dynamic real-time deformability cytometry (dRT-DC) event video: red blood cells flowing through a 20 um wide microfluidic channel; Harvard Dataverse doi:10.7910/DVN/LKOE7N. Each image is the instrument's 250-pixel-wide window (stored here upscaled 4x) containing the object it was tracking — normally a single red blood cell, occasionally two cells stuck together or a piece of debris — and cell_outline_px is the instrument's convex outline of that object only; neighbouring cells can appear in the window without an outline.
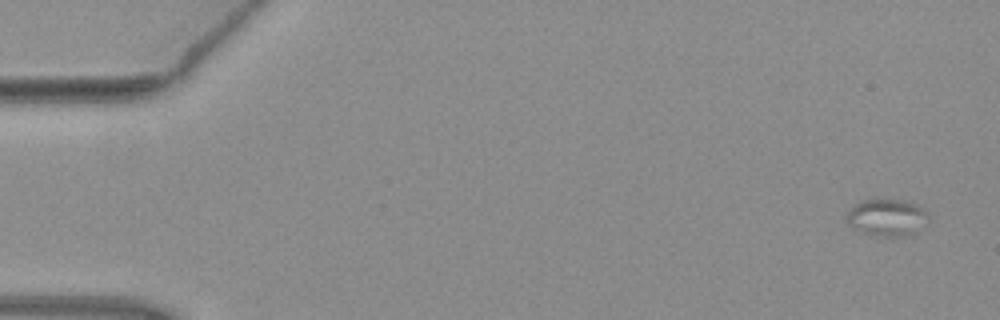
{"species": "common noctule bat (a hibernating species)", "species_latin": "Nyctalus noctula", "temperature_condition": "warm", "stored_images_in_passage": 5, "camera_frame_rate_fps": 3000, "um_per_image_px": 0.085, "animal": {"sex": "female", "body_mass_g": 19.3, "forearm_length_mm": 54.1}, "frame": {"image": 1, "passage_image": 1, "time_ms": 0.0, "image_size_px": [1000, 320], "cell_outline_px": [[928, 216], [912, 236], [876, 236], [852, 228], [848, 224], [844, 216], [860, 200], [880, 196], [884, 196], [904, 200], [916, 204], [928, 212]], "centroid_in_image_um": [75.34, 18.43], "position_along_channel_um": 9.7, "area_um2": 18.15}}
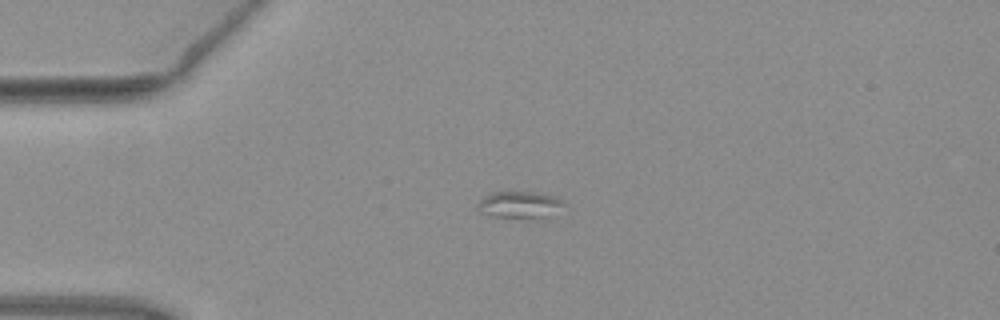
{"frame": {"image": 2, "passage_image": 4, "time_ms": 1.0, "image_size_px": [1000, 320], "cell_outline_px": [[564, 204], [540, 216], [496, 216], [480, 212], [476, 208], [476, 204], [484, 196], [492, 192], [536, 192], [556, 196]], "centroid_in_image_um": [44.02, 17.33], "position_along_channel_um": 41.0, "area_um2": 12.48}}